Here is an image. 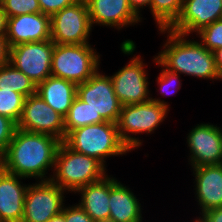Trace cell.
<instances>
[{"label": "cell", "mask_w": 222, "mask_h": 222, "mask_svg": "<svg viewBox=\"0 0 222 222\" xmlns=\"http://www.w3.org/2000/svg\"><path fill=\"white\" fill-rule=\"evenodd\" d=\"M168 102L158 98L134 105H123L117 121L118 133L121 141L130 152L142 146V140L133 135L152 134L168 116ZM133 135H131V134Z\"/></svg>", "instance_id": "obj_5"}, {"label": "cell", "mask_w": 222, "mask_h": 222, "mask_svg": "<svg viewBox=\"0 0 222 222\" xmlns=\"http://www.w3.org/2000/svg\"><path fill=\"white\" fill-rule=\"evenodd\" d=\"M159 31L161 34H167L163 50L156 56L157 61L165 69L204 80H222L212 51L199 41L190 40L189 36L169 29H159Z\"/></svg>", "instance_id": "obj_2"}, {"label": "cell", "mask_w": 222, "mask_h": 222, "mask_svg": "<svg viewBox=\"0 0 222 222\" xmlns=\"http://www.w3.org/2000/svg\"><path fill=\"white\" fill-rule=\"evenodd\" d=\"M17 128L48 134L65 140L64 117L51 108L37 93L25 98Z\"/></svg>", "instance_id": "obj_12"}, {"label": "cell", "mask_w": 222, "mask_h": 222, "mask_svg": "<svg viewBox=\"0 0 222 222\" xmlns=\"http://www.w3.org/2000/svg\"><path fill=\"white\" fill-rule=\"evenodd\" d=\"M81 198L78 204L95 221L103 222L109 220V176L80 187L74 194Z\"/></svg>", "instance_id": "obj_21"}, {"label": "cell", "mask_w": 222, "mask_h": 222, "mask_svg": "<svg viewBox=\"0 0 222 222\" xmlns=\"http://www.w3.org/2000/svg\"><path fill=\"white\" fill-rule=\"evenodd\" d=\"M195 198L204 212L222 207V164L202 165L193 169Z\"/></svg>", "instance_id": "obj_17"}, {"label": "cell", "mask_w": 222, "mask_h": 222, "mask_svg": "<svg viewBox=\"0 0 222 222\" xmlns=\"http://www.w3.org/2000/svg\"><path fill=\"white\" fill-rule=\"evenodd\" d=\"M61 141L51 135L29 132L17 128L0 167L8 173L36 181H49L54 171L55 156ZM48 174L49 176H47Z\"/></svg>", "instance_id": "obj_1"}, {"label": "cell", "mask_w": 222, "mask_h": 222, "mask_svg": "<svg viewBox=\"0 0 222 222\" xmlns=\"http://www.w3.org/2000/svg\"><path fill=\"white\" fill-rule=\"evenodd\" d=\"M216 66L220 76L222 77V48L215 50L214 52Z\"/></svg>", "instance_id": "obj_36"}, {"label": "cell", "mask_w": 222, "mask_h": 222, "mask_svg": "<svg viewBox=\"0 0 222 222\" xmlns=\"http://www.w3.org/2000/svg\"><path fill=\"white\" fill-rule=\"evenodd\" d=\"M129 5L132 10L142 19L143 17L141 11L144 7H148L150 9L152 0H128ZM142 8V9H141Z\"/></svg>", "instance_id": "obj_34"}, {"label": "cell", "mask_w": 222, "mask_h": 222, "mask_svg": "<svg viewBox=\"0 0 222 222\" xmlns=\"http://www.w3.org/2000/svg\"><path fill=\"white\" fill-rule=\"evenodd\" d=\"M47 222H66L65 221V216L64 214L61 212L60 214L55 215L54 217H52L50 220H48Z\"/></svg>", "instance_id": "obj_37"}, {"label": "cell", "mask_w": 222, "mask_h": 222, "mask_svg": "<svg viewBox=\"0 0 222 222\" xmlns=\"http://www.w3.org/2000/svg\"><path fill=\"white\" fill-rule=\"evenodd\" d=\"M36 84L9 62L0 66V89L11 90L25 98L36 94Z\"/></svg>", "instance_id": "obj_22"}, {"label": "cell", "mask_w": 222, "mask_h": 222, "mask_svg": "<svg viewBox=\"0 0 222 222\" xmlns=\"http://www.w3.org/2000/svg\"><path fill=\"white\" fill-rule=\"evenodd\" d=\"M65 193L66 190L51 180L28 184L22 222H47L60 214L65 206Z\"/></svg>", "instance_id": "obj_10"}, {"label": "cell", "mask_w": 222, "mask_h": 222, "mask_svg": "<svg viewBox=\"0 0 222 222\" xmlns=\"http://www.w3.org/2000/svg\"><path fill=\"white\" fill-rule=\"evenodd\" d=\"M86 3L93 28L95 24L119 30L142 22L128 0H86Z\"/></svg>", "instance_id": "obj_15"}, {"label": "cell", "mask_w": 222, "mask_h": 222, "mask_svg": "<svg viewBox=\"0 0 222 222\" xmlns=\"http://www.w3.org/2000/svg\"><path fill=\"white\" fill-rule=\"evenodd\" d=\"M75 1L77 0H38L41 13L50 17Z\"/></svg>", "instance_id": "obj_31"}, {"label": "cell", "mask_w": 222, "mask_h": 222, "mask_svg": "<svg viewBox=\"0 0 222 222\" xmlns=\"http://www.w3.org/2000/svg\"><path fill=\"white\" fill-rule=\"evenodd\" d=\"M107 168L97 159L75 152L61 142L56 156L51 181L66 190L75 193L80 187L103 179Z\"/></svg>", "instance_id": "obj_3"}, {"label": "cell", "mask_w": 222, "mask_h": 222, "mask_svg": "<svg viewBox=\"0 0 222 222\" xmlns=\"http://www.w3.org/2000/svg\"><path fill=\"white\" fill-rule=\"evenodd\" d=\"M9 49L5 34H0V66L9 62Z\"/></svg>", "instance_id": "obj_33"}, {"label": "cell", "mask_w": 222, "mask_h": 222, "mask_svg": "<svg viewBox=\"0 0 222 222\" xmlns=\"http://www.w3.org/2000/svg\"><path fill=\"white\" fill-rule=\"evenodd\" d=\"M87 44H55L51 76L80 84L87 81L100 65V54Z\"/></svg>", "instance_id": "obj_7"}, {"label": "cell", "mask_w": 222, "mask_h": 222, "mask_svg": "<svg viewBox=\"0 0 222 222\" xmlns=\"http://www.w3.org/2000/svg\"><path fill=\"white\" fill-rule=\"evenodd\" d=\"M95 124V113L78 96L74 99L68 114L64 117L65 138L77 128Z\"/></svg>", "instance_id": "obj_24"}, {"label": "cell", "mask_w": 222, "mask_h": 222, "mask_svg": "<svg viewBox=\"0 0 222 222\" xmlns=\"http://www.w3.org/2000/svg\"><path fill=\"white\" fill-rule=\"evenodd\" d=\"M195 219L198 222H222V207L208 210Z\"/></svg>", "instance_id": "obj_32"}, {"label": "cell", "mask_w": 222, "mask_h": 222, "mask_svg": "<svg viewBox=\"0 0 222 222\" xmlns=\"http://www.w3.org/2000/svg\"><path fill=\"white\" fill-rule=\"evenodd\" d=\"M64 143L75 152L97 159L105 167L107 158L130 151L120 139L117 124L106 121L72 130Z\"/></svg>", "instance_id": "obj_4"}, {"label": "cell", "mask_w": 222, "mask_h": 222, "mask_svg": "<svg viewBox=\"0 0 222 222\" xmlns=\"http://www.w3.org/2000/svg\"><path fill=\"white\" fill-rule=\"evenodd\" d=\"M199 41L209 51L214 52L215 50L222 48V19L216 20L212 24L202 28L196 33Z\"/></svg>", "instance_id": "obj_26"}, {"label": "cell", "mask_w": 222, "mask_h": 222, "mask_svg": "<svg viewBox=\"0 0 222 222\" xmlns=\"http://www.w3.org/2000/svg\"><path fill=\"white\" fill-rule=\"evenodd\" d=\"M24 101L25 97L22 94L0 89V115L10 118L17 124L22 114Z\"/></svg>", "instance_id": "obj_25"}, {"label": "cell", "mask_w": 222, "mask_h": 222, "mask_svg": "<svg viewBox=\"0 0 222 222\" xmlns=\"http://www.w3.org/2000/svg\"><path fill=\"white\" fill-rule=\"evenodd\" d=\"M17 124L6 116L0 115V159L13 139Z\"/></svg>", "instance_id": "obj_29"}, {"label": "cell", "mask_w": 222, "mask_h": 222, "mask_svg": "<svg viewBox=\"0 0 222 222\" xmlns=\"http://www.w3.org/2000/svg\"><path fill=\"white\" fill-rule=\"evenodd\" d=\"M75 204L63 207L66 222H95L79 204Z\"/></svg>", "instance_id": "obj_30"}, {"label": "cell", "mask_w": 222, "mask_h": 222, "mask_svg": "<svg viewBox=\"0 0 222 222\" xmlns=\"http://www.w3.org/2000/svg\"><path fill=\"white\" fill-rule=\"evenodd\" d=\"M0 6L8 18L23 14L41 13L38 0H3Z\"/></svg>", "instance_id": "obj_27"}, {"label": "cell", "mask_w": 222, "mask_h": 222, "mask_svg": "<svg viewBox=\"0 0 222 222\" xmlns=\"http://www.w3.org/2000/svg\"><path fill=\"white\" fill-rule=\"evenodd\" d=\"M155 64L157 66H161V72L159 73V76H157L156 83L158 85V89L160 90L159 94L163 95L162 97H165L167 94H174L178 90H180L182 84V80L179 78L180 74L171 72L167 69H165L156 59V56L153 58ZM175 87L174 89L172 87ZM171 87V88H170ZM171 90H170V89ZM170 90V91H169ZM173 90V91H172Z\"/></svg>", "instance_id": "obj_28"}, {"label": "cell", "mask_w": 222, "mask_h": 222, "mask_svg": "<svg viewBox=\"0 0 222 222\" xmlns=\"http://www.w3.org/2000/svg\"><path fill=\"white\" fill-rule=\"evenodd\" d=\"M36 93L56 112L65 117L77 96V84L49 76L36 87Z\"/></svg>", "instance_id": "obj_20"}, {"label": "cell", "mask_w": 222, "mask_h": 222, "mask_svg": "<svg viewBox=\"0 0 222 222\" xmlns=\"http://www.w3.org/2000/svg\"><path fill=\"white\" fill-rule=\"evenodd\" d=\"M184 0H152L150 12L158 29H168L180 15Z\"/></svg>", "instance_id": "obj_23"}, {"label": "cell", "mask_w": 222, "mask_h": 222, "mask_svg": "<svg viewBox=\"0 0 222 222\" xmlns=\"http://www.w3.org/2000/svg\"><path fill=\"white\" fill-rule=\"evenodd\" d=\"M52 40L21 43L10 47L9 63L29 77L36 86L51 76Z\"/></svg>", "instance_id": "obj_11"}, {"label": "cell", "mask_w": 222, "mask_h": 222, "mask_svg": "<svg viewBox=\"0 0 222 222\" xmlns=\"http://www.w3.org/2000/svg\"><path fill=\"white\" fill-rule=\"evenodd\" d=\"M187 135L190 150L188 164L191 168L222 164L221 127L211 123H201L193 127Z\"/></svg>", "instance_id": "obj_13"}, {"label": "cell", "mask_w": 222, "mask_h": 222, "mask_svg": "<svg viewBox=\"0 0 222 222\" xmlns=\"http://www.w3.org/2000/svg\"><path fill=\"white\" fill-rule=\"evenodd\" d=\"M8 17L0 6V34H6Z\"/></svg>", "instance_id": "obj_35"}, {"label": "cell", "mask_w": 222, "mask_h": 222, "mask_svg": "<svg viewBox=\"0 0 222 222\" xmlns=\"http://www.w3.org/2000/svg\"><path fill=\"white\" fill-rule=\"evenodd\" d=\"M51 40L55 44H87L92 32L86 0H77L50 17Z\"/></svg>", "instance_id": "obj_9"}, {"label": "cell", "mask_w": 222, "mask_h": 222, "mask_svg": "<svg viewBox=\"0 0 222 222\" xmlns=\"http://www.w3.org/2000/svg\"><path fill=\"white\" fill-rule=\"evenodd\" d=\"M22 178L0 167V222H22L28 185Z\"/></svg>", "instance_id": "obj_18"}, {"label": "cell", "mask_w": 222, "mask_h": 222, "mask_svg": "<svg viewBox=\"0 0 222 222\" xmlns=\"http://www.w3.org/2000/svg\"><path fill=\"white\" fill-rule=\"evenodd\" d=\"M118 181L109 176V220L113 222H142V208L134 193Z\"/></svg>", "instance_id": "obj_19"}, {"label": "cell", "mask_w": 222, "mask_h": 222, "mask_svg": "<svg viewBox=\"0 0 222 222\" xmlns=\"http://www.w3.org/2000/svg\"><path fill=\"white\" fill-rule=\"evenodd\" d=\"M98 69L87 81L77 85V96L95 113V124L117 123L121 107L110 76Z\"/></svg>", "instance_id": "obj_8"}, {"label": "cell", "mask_w": 222, "mask_h": 222, "mask_svg": "<svg viewBox=\"0 0 222 222\" xmlns=\"http://www.w3.org/2000/svg\"><path fill=\"white\" fill-rule=\"evenodd\" d=\"M219 19L222 0H184L180 15L168 29L189 36Z\"/></svg>", "instance_id": "obj_14"}, {"label": "cell", "mask_w": 222, "mask_h": 222, "mask_svg": "<svg viewBox=\"0 0 222 222\" xmlns=\"http://www.w3.org/2000/svg\"><path fill=\"white\" fill-rule=\"evenodd\" d=\"M5 36L9 48L21 43L51 40L50 16L32 13L10 17Z\"/></svg>", "instance_id": "obj_16"}, {"label": "cell", "mask_w": 222, "mask_h": 222, "mask_svg": "<svg viewBox=\"0 0 222 222\" xmlns=\"http://www.w3.org/2000/svg\"><path fill=\"white\" fill-rule=\"evenodd\" d=\"M120 50L125 55H133L128 64L121 67L119 71L110 76L114 92L123 105H134L146 102L151 99L149 91L148 73L140 55H134L136 44L133 40H124L120 45ZM150 96V97H149Z\"/></svg>", "instance_id": "obj_6"}]
</instances>
